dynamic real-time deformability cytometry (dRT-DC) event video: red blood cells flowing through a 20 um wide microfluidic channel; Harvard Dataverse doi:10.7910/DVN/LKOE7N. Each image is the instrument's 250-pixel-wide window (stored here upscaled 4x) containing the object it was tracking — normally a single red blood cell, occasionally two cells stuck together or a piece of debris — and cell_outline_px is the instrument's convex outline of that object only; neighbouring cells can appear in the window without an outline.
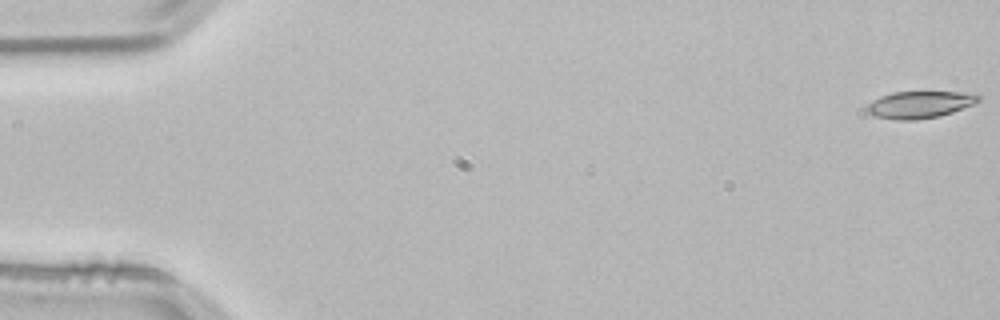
{"species": "common noctule bat (a hibernating species)", "species_latin": "Nyctalus noctula", "temperature_condition": "room temperature", "stored_images_in_passage": 16, "camera_frame_rate_fps": 3000, "um_per_image_px": 0.085, "animal": {"sex": "male", "body_mass_g": 21.5, "forearm_length_mm": 52.0}, "frame": {"image": 1, "passage_image": 1, "time_ms": 0.0, "image_size_px": [1000, 320], "cell_outline_px": [[980, 100], [976, 104], [940, 116], [916, 120], [896, 120], [872, 116], [864, 108], [872, 100], [880, 96], [892, 92], [976, 92], [980, 96]], "centroid_in_image_um": [78.19, 8.89], "position_along_channel_um": 6.8, "area_um2": 17.92}}
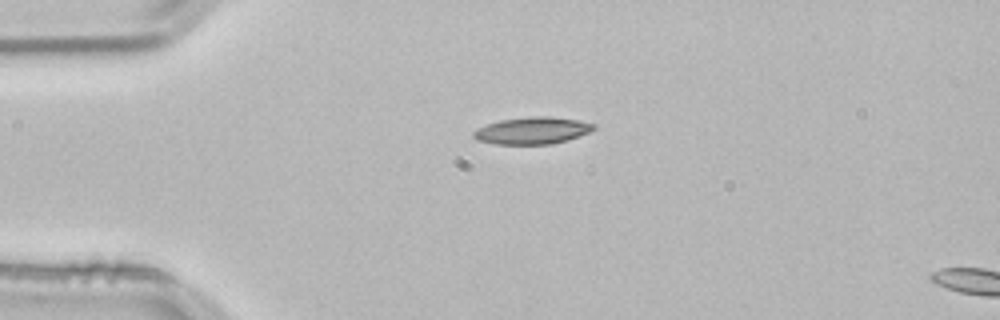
{"frame": {"image": 2, "passage_image": 13, "time_ms": 4.0, "image_size_px": [1000, 320], "cell_outline_px": [[596, 128], [592, 132], [568, 140], [552, 144], [496, 144], [476, 140], [472, 136], [472, 132], [476, 128], [500, 120], [528, 116], [548, 116], [576, 120], [596, 124]], "centroid_in_image_um": [45.25, 11.1], "position_along_channel_um": 39.7, "area_um2": 19.13}}